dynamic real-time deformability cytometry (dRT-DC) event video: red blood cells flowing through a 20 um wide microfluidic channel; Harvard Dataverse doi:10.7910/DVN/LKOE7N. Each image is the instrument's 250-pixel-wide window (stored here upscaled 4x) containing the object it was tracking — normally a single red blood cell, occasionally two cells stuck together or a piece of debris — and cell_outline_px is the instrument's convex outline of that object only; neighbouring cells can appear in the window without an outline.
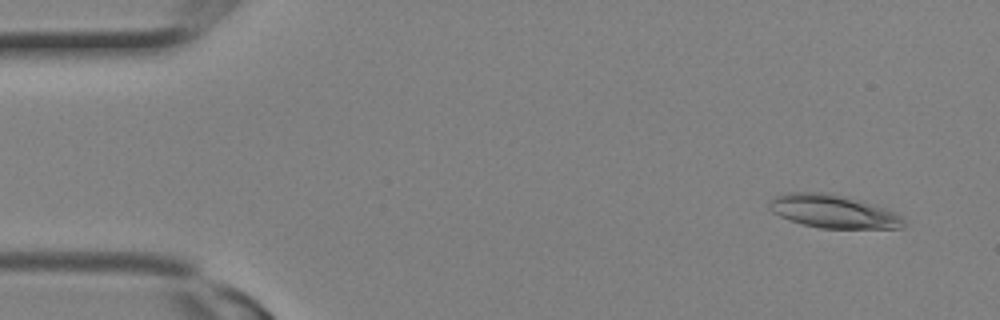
{"species": "Egyptian fruit bat (a non-hibernating species)", "species_latin": "Rousettus aegyptiacus", "temperature_condition": "room temperature", "stored_images_in_passage": 11, "camera_frame_rate_fps": 3000, "um_per_image_px": 0.085, "animal": {"sex": "female"}, "frame": {"image": 1, "passage_image": 2, "time_ms": 0.333, "image_size_px": [1000, 320], "cell_outline_px": [[904, 224], [900, 228], [820, 228], [788, 220], [772, 212], [768, 208], [768, 204], [776, 196], [788, 192], [828, 192], [860, 200], [896, 212], [904, 220]], "centroid_in_image_um": [70.8, 17.96], "position_along_channel_um": 14.2, "area_um2": 25.89}}
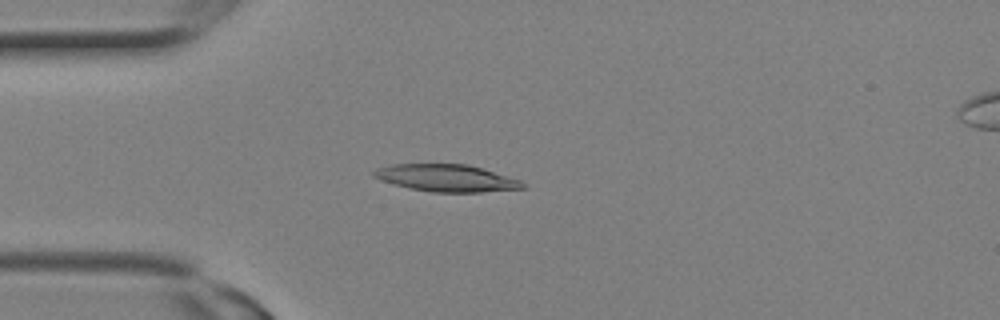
{"frame": {"image": 2, "passage_image": 7, "time_ms": 2.0, "image_size_px": [1000, 320], "cell_outline_px": [[524, 188], [480, 192], [432, 192], [412, 188], [396, 184], [372, 176], [372, 172], [376, 168], [392, 164], [468, 164], [520, 180], [524, 184]], "centroid_in_image_um": [37.94, 15.12], "position_along_channel_um": 47.1, "area_um2": 23.12}}
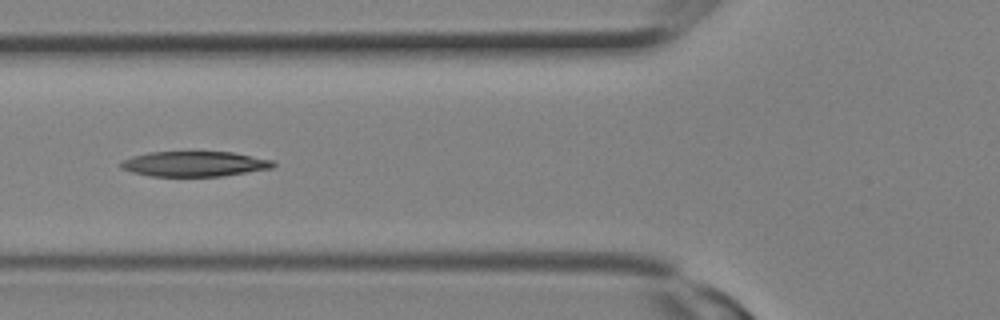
{"frame": {"image": 3, "passage_image": 10, "time_ms": 3.0, "image_size_px": [1000, 320], "cell_outline_px": [[276, 164], [272, 168], [220, 176], [148, 176], [132, 172], [120, 168], [120, 164], [124, 160], [132, 156], [148, 152], [232, 152], [272, 160]], "centroid_in_image_um": [16.5, 13.93], "position_along_channel_um": 109.3, "area_um2": 22.2}}